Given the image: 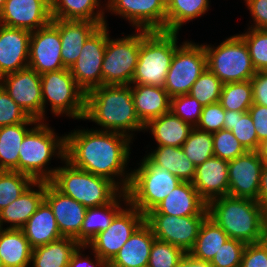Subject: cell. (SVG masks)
<instances>
[{"label": "cell", "instance_id": "53", "mask_svg": "<svg viewBox=\"0 0 267 267\" xmlns=\"http://www.w3.org/2000/svg\"><path fill=\"white\" fill-rule=\"evenodd\" d=\"M255 131L260 142L267 137V106L253 103L249 108Z\"/></svg>", "mask_w": 267, "mask_h": 267}, {"label": "cell", "instance_id": "30", "mask_svg": "<svg viewBox=\"0 0 267 267\" xmlns=\"http://www.w3.org/2000/svg\"><path fill=\"white\" fill-rule=\"evenodd\" d=\"M194 127L175 116L171 110L149 121L144 131L151 132L158 146L182 147Z\"/></svg>", "mask_w": 267, "mask_h": 267}, {"label": "cell", "instance_id": "40", "mask_svg": "<svg viewBox=\"0 0 267 267\" xmlns=\"http://www.w3.org/2000/svg\"><path fill=\"white\" fill-rule=\"evenodd\" d=\"M34 182L18 171L0 170V210L19 198Z\"/></svg>", "mask_w": 267, "mask_h": 267}, {"label": "cell", "instance_id": "35", "mask_svg": "<svg viewBox=\"0 0 267 267\" xmlns=\"http://www.w3.org/2000/svg\"><path fill=\"white\" fill-rule=\"evenodd\" d=\"M80 244L72 238L62 237L32 249V267H68L70 258Z\"/></svg>", "mask_w": 267, "mask_h": 267}, {"label": "cell", "instance_id": "14", "mask_svg": "<svg viewBox=\"0 0 267 267\" xmlns=\"http://www.w3.org/2000/svg\"><path fill=\"white\" fill-rule=\"evenodd\" d=\"M206 217L146 214L145 222L151 227L156 239L168 242L181 248L185 253H189Z\"/></svg>", "mask_w": 267, "mask_h": 267}, {"label": "cell", "instance_id": "28", "mask_svg": "<svg viewBox=\"0 0 267 267\" xmlns=\"http://www.w3.org/2000/svg\"><path fill=\"white\" fill-rule=\"evenodd\" d=\"M21 229L32 249L62 238L52 208L45 200Z\"/></svg>", "mask_w": 267, "mask_h": 267}, {"label": "cell", "instance_id": "52", "mask_svg": "<svg viewBox=\"0 0 267 267\" xmlns=\"http://www.w3.org/2000/svg\"><path fill=\"white\" fill-rule=\"evenodd\" d=\"M85 248L87 249V245L78 246V248L74 251L70 258L68 267H109L108 262L97 256L93 251V258H95L94 261L87 255L86 257H84V254H82L81 252L84 251Z\"/></svg>", "mask_w": 267, "mask_h": 267}, {"label": "cell", "instance_id": "16", "mask_svg": "<svg viewBox=\"0 0 267 267\" xmlns=\"http://www.w3.org/2000/svg\"><path fill=\"white\" fill-rule=\"evenodd\" d=\"M105 7L136 30L166 31V7L161 0H108Z\"/></svg>", "mask_w": 267, "mask_h": 267}, {"label": "cell", "instance_id": "57", "mask_svg": "<svg viewBox=\"0 0 267 267\" xmlns=\"http://www.w3.org/2000/svg\"><path fill=\"white\" fill-rule=\"evenodd\" d=\"M257 153L262 163L267 164V137L260 141Z\"/></svg>", "mask_w": 267, "mask_h": 267}, {"label": "cell", "instance_id": "21", "mask_svg": "<svg viewBox=\"0 0 267 267\" xmlns=\"http://www.w3.org/2000/svg\"><path fill=\"white\" fill-rule=\"evenodd\" d=\"M31 32L0 24V78L28 67Z\"/></svg>", "mask_w": 267, "mask_h": 267}, {"label": "cell", "instance_id": "7", "mask_svg": "<svg viewBox=\"0 0 267 267\" xmlns=\"http://www.w3.org/2000/svg\"><path fill=\"white\" fill-rule=\"evenodd\" d=\"M143 158L140 166L131 170L126 192L128 202L146 215L182 181L168 170L153 165L145 156Z\"/></svg>", "mask_w": 267, "mask_h": 267}, {"label": "cell", "instance_id": "3", "mask_svg": "<svg viewBox=\"0 0 267 267\" xmlns=\"http://www.w3.org/2000/svg\"><path fill=\"white\" fill-rule=\"evenodd\" d=\"M207 210L230 239L258 243L267 230V211L257 200L226 195L209 201Z\"/></svg>", "mask_w": 267, "mask_h": 267}, {"label": "cell", "instance_id": "9", "mask_svg": "<svg viewBox=\"0 0 267 267\" xmlns=\"http://www.w3.org/2000/svg\"><path fill=\"white\" fill-rule=\"evenodd\" d=\"M43 121L48 101L51 112L65 114L73 119H82L85 114V92L77 85L68 68L41 74Z\"/></svg>", "mask_w": 267, "mask_h": 267}, {"label": "cell", "instance_id": "25", "mask_svg": "<svg viewBox=\"0 0 267 267\" xmlns=\"http://www.w3.org/2000/svg\"><path fill=\"white\" fill-rule=\"evenodd\" d=\"M155 239L151 227L144 222L108 263L109 267L147 266Z\"/></svg>", "mask_w": 267, "mask_h": 267}, {"label": "cell", "instance_id": "12", "mask_svg": "<svg viewBox=\"0 0 267 267\" xmlns=\"http://www.w3.org/2000/svg\"><path fill=\"white\" fill-rule=\"evenodd\" d=\"M125 207L114 217L111 225L106 230L98 233L87 244V248H91L97 256L108 263L130 236L145 222V215L136 207L130 203L126 204Z\"/></svg>", "mask_w": 267, "mask_h": 267}, {"label": "cell", "instance_id": "55", "mask_svg": "<svg viewBox=\"0 0 267 267\" xmlns=\"http://www.w3.org/2000/svg\"><path fill=\"white\" fill-rule=\"evenodd\" d=\"M258 201L267 211V164L262 168Z\"/></svg>", "mask_w": 267, "mask_h": 267}, {"label": "cell", "instance_id": "49", "mask_svg": "<svg viewBox=\"0 0 267 267\" xmlns=\"http://www.w3.org/2000/svg\"><path fill=\"white\" fill-rule=\"evenodd\" d=\"M225 109L220 102L203 106L199 123L196 128L201 131L214 133L223 129Z\"/></svg>", "mask_w": 267, "mask_h": 267}, {"label": "cell", "instance_id": "38", "mask_svg": "<svg viewBox=\"0 0 267 267\" xmlns=\"http://www.w3.org/2000/svg\"><path fill=\"white\" fill-rule=\"evenodd\" d=\"M223 129L230 130L247 151H257L260 142L248 111L225 110Z\"/></svg>", "mask_w": 267, "mask_h": 267}, {"label": "cell", "instance_id": "4", "mask_svg": "<svg viewBox=\"0 0 267 267\" xmlns=\"http://www.w3.org/2000/svg\"><path fill=\"white\" fill-rule=\"evenodd\" d=\"M44 121L34 124L20 145L18 172L34 181L50 182L58 167L47 169L52 157L65 159V136H57ZM48 163V164H47Z\"/></svg>", "mask_w": 267, "mask_h": 267}, {"label": "cell", "instance_id": "29", "mask_svg": "<svg viewBox=\"0 0 267 267\" xmlns=\"http://www.w3.org/2000/svg\"><path fill=\"white\" fill-rule=\"evenodd\" d=\"M121 201L124 202V206L129 203L127 192L122 191L108 204L87 208L80 229V245H87L98 233L111 225L114 217L123 209Z\"/></svg>", "mask_w": 267, "mask_h": 267}, {"label": "cell", "instance_id": "17", "mask_svg": "<svg viewBox=\"0 0 267 267\" xmlns=\"http://www.w3.org/2000/svg\"><path fill=\"white\" fill-rule=\"evenodd\" d=\"M58 28L48 25L31 32L28 67L38 74L64 69Z\"/></svg>", "mask_w": 267, "mask_h": 267}, {"label": "cell", "instance_id": "61", "mask_svg": "<svg viewBox=\"0 0 267 267\" xmlns=\"http://www.w3.org/2000/svg\"><path fill=\"white\" fill-rule=\"evenodd\" d=\"M0 267H5L1 258H0Z\"/></svg>", "mask_w": 267, "mask_h": 267}, {"label": "cell", "instance_id": "60", "mask_svg": "<svg viewBox=\"0 0 267 267\" xmlns=\"http://www.w3.org/2000/svg\"><path fill=\"white\" fill-rule=\"evenodd\" d=\"M5 2H6V0H0V12L4 8Z\"/></svg>", "mask_w": 267, "mask_h": 267}, {"label": "cell", "instance_id": "58", "mask_svg": "<svg viewBox=\"0 0 267 267\" xmlns=\"http://www.w3.org/2000/svg\"><path fill=\"white\" fill-rule=\"evenodd\" d=\"M259 243L265 248L267 255V230L263 234V237L260 239Z\"/></svg>", "mask_w": 267, "mask_h": 267}, {"label": "cell", "instance_id": "44", "mask_svg": "<svg viewBox=\"0 0 267 267\" xmlns=\"http://www.w3.org/2000/svg\"><path fill=\"white\" fill-rule=\"evenodd\" d=\"M185 254L181 248L155 239L150 250L148 265L150 267H177Z\"/></svg>", "mask_w": 267, "mask_h": 267}, {"label": "cell", "instance_id": "24", "mask_svg": "<svg viewBox=\"0 0 267 267\" xmlns=\"http://www.w3.org/2000/svg\"><path fill=\"white\" fill-rule=\"evenodd\" d=\"M61 38V57L65 68L70 69L77 61L85 41L100 26L98 22L87 20L52 19Z\"/></svg>", "mask_w": 267, "mask_h": 267}, {"label": "cell", "instance_id": "46", "mask_svg": "<svg viewBox=\"0 0 267 267\" xmlns=\"http://www.w3.org/2000/svg\"><path fill=\"white\" fill-rule=\"evenodd\" d=\"M202 108L203 105L190 94L171 97V112L193 127H196L200 121Z\"/></svg>", "mask_w": 267, "mask_h": 267}, {"label": "cell", "instance_id": "23", "mask_svg": "<svg viewBox=\"0 0 267 267\" xmlns=\"http://www.w3.org/2000/svg\"><path fill=\"white\" fill-rule=\"evenodd\" d=\"M192 184L207 203L228 195V161L213 156L197 165Z\"/></svg>", "mask_w": 267, "mask_h": 267}, {"label": "cell", "instance_id": "32", "mask_svg": "<svg viewBox=\"0 0 267 267\" xmlns=\"http://www.w3.org/2000/svg\"><path fill=\"white\" fill-rule=\"evenodd\" d=\"M39 120L29 117L25 122L0 127V170L18 171L20 145L25 135Z\"/></svg>", "mask_w": 267, "mask_h": 267}, {"label": "cell", "instance_id": "33", "mask_svg": "<svg viewBox=\"0 0 267 267\" xmlns=\"http://www.w3.org/2000/svg\"><path fill=\"white\" fill-rule=\"evenodd\" d=\"M155 166L168 170L181 181L192 182L196 166L185 155L182 147L158 146L145 155Z\"/></svg>", "mask_w": 267, "mask_h": 267}, {"label": "cell", "instance_id": "6", "mask_svg": "<svg viewBox=\"0 0 267 267\" xmlns=\"http://www.w3.org/2000/svg\"><path fill=\"white\" fill-rule=\"evenodd\" d=\"M50 183L63 195L75 199L86 208L112 202L122 190L107 178L72 166L64 159Z\"/></svg>", "mask_w": 267, "mask_h": 267}, {"label": "cell", "instance_id": "37", "mask_svg": "<svg viewBox=\"0 0 267 267\" xmlns=\"http://www.w3.org/2000/svg\"><path fill=\"white\" fill-rule=\"evenodd\" d=\"M209 0H173L166 8V31L179 32L184 23L204 15Z\"/></svg>", "mask_w": 267, "mask_h": 267}, {"label": "cell", "instance_id": "20", "mask_svg": "<svg viewBox=\"0 0 267 267\" xmlns=\"http://www.w3.org/2000/svg\"><path fill=\"white\" fill-rule=\"evenodd\" d=\"M45 201L52 208L62 237L75 239L80 244V229L87 208L63 195L50 182H45Z\"/></svg>", "mask_w": 267, "mask_h": 267}, {"label": "cell", "instance_id": "47", "mask_svg": "<svg viewBox=\"0 0 267 267\" xmlns=\"http://www.w3.org/2000/svg\"><path fill=\"white\" fill-rule=\"evenodd\" d=\"M246 243L228 239L210 262L212 267H240Z\"/></svg>", "mask_w": 267, "mask_h": 267}, {"label": "cell", "instance_id": "34", "mask_svg": "<svg viewBox=\"0 0 267 267\" xmlns=\"http://www.w3.org/2000/svg\"><path fill=\"white\" fill-rule=\"evenodd\" d=\"M32 248L22 229L0 228V258L5 267H28Z\"/></svg>", "mask_w": 267, "mask_h": 267}, {"label": "cell", "instance_id": "27", "mask_svg": "<svg viewBox=\"0 0 267 267\" xmlns=\"http://www.w3.org/2000/svg\"><path fill=\"white\" fill-rule=\"evenodd\" d=\"M135 112L145 126L170 111L171 97L164 87L137 84L131 86Z\"/></svg>", "mask_w": 267, "mask_h": 267}, {"label": "cell", "instance_id": "19", "mask_svg": "<svg viewBox=\"0 0 267 267\" xmlns=\"http://www.w3.org/2000/svg\"><path fill=\"white\" fill-rule=\"evenodd\" d=\"M52 20L50 0H6L0 24L10 28L36 31Z\"/></svg>", "mask_w": 267, "mask_h": 267}, {"label": "cell", "instance_id": "1", "mask_svg": "<svg viewBox=\"0 0 267 267\" xmlns=\"http://www.w3.org/2000/svg\"><path fill=\"white\" fill-rule=\"evenodd\" d=\"M64 135L66 161L76 168L107 178L122 191H127L131 172L125 169L131 154V138L116 132L85 128Z\"/></svg>", "mask_w": 267, "mask_h": 267}, {"label": "cell", "instance_id": "13", "mask_svg": "<svg viewBox=\"0 0 267 267\" xmlns=\"http://www.w3.org/2000/svg\"><path fill=\"white\" fill-rule=\"evenodd\" d=\"M108 37L107 24L100 25L85 41L81 54L69 69L85 94L102 86V63Z\"/></svg>", "mask_w": 267, "mask_h": 267}, {"label": "cell", "instance_id": "56", "mask_svg": "<svg viewBox=\"0 0 267 267\" xmlns=\"http://www.w3.org/2000/svg\"><path fill=\"white\" fill-rule=\"evenodd\" d=\"M177 267H212L209 262H205L194 258L189 253H186Z\"/></svg>", "mask_w": 267, "mask_h": 267}, {"label": "cell", "instance_id": "43", "mask_svg": "<svg viewBox=\"0 0 267 267\" xmlns=\"http://www.w3.org/2000/svg\"><path fill=\"white\" fill-rule=\"evenodd\" d=\"M239 35L246 43L255 70L267 71V30L248 28Z\"/></svg>", "mask_w": 267, "mask_h": 267}, {"label": "cell", "instance_id": "41", "mask_svg": "<svg viewBox=\"0 0 267 267\" xmlns=\"http://www.w3.org/2000/svg\"><path fill=\"white\" fill-rule=\"evenodd\" d=\"M182 149L195 166L202 164L214 156L212 133L194 127L182 145Z\"/></svg>", "mask_w": 267, "mask_h": 267}, {"label": "cell", "instance_id": "5", "mask_svg": "<svg viewBox=\"0 0 267 267\" xmlns=\"http://www.w3.org/2000/svg\"><path fill=\"white\" fill-rule=\"evenodd\" d=\"M179 32L141 30L138 63L131 81L164 87L172 58L178 47Z\"/></svg>", "mask_w": 267, "mask_h": 267}, {"label": "cell", "instance_id": "8", "mask_svg": "<svg viewBox=\"0 0 267 267\" xmlns=\"http://www.w3.org/2000/svg\"><path fill=\"white\" fill-rule=\"evenodd\" d=\"M207 68L224 84L251 80L256 70L244 39L239 35L226 38L217 47L205 45Z\"/></svg>", "mask_w": 267, "mask_h": 267}, {"label": "cell", "instance_id": "45", "mask_svg": "<svg viewBox=\"0 0 267 267\" xmlns=\"http://www.w3.org/2000/svg\"><path fill=\"white\" fill-rule=\"evenodd\" d=\"M214 156L220 159L231 161L243 155L247 150L235 138L228 129H222L212 133Z\"/></svg>", "mask_w": 267, "mask_h": 267}, {"label": "cell", "instance_id": "59", "mask_svg": "<svg viewBox=\"0 0 267 267\" xmlns=\"http://www.w3.org/2000/svg\"><path fill=\"white\" fill-rule=\"evenodd\" d=\"M173 0H161L163 5L167 8Z\"/></svg>", "mask_w": 267, "mask_h": 267}, {"label": "cell", "instance_id": "42", "mask_svg": "<svg viewBox=\"0 0 267 267\" xmlns=\"http://www.w3.org/2000/svg\"><path fill=\"white\" fill-rule=\"evenodd\" d=\"M223 83L208 68L192 85L190 96L196 98L203 106L220 101Z\"/></svg>", "mask_w": 267, "mask_h": 267}, {"label": "cell", "instance_id": "50", "mask_svg": "<svg viewBox=\"0 0 267 267\" xmlns=\"http://www.w3.org/2000/svg\"><path fill=\"white\" fill-rule=\"evenodd\" d=\"M240 267H267L265 248L259 242L247 244Z\"/></svg>", "mask_w": 267, "mask_h": 267}, {"label": "cell", "instance_id": "15", "mask_svg": "<svg viewBox=\"0 0 267 267\" xmlns=\"http://www.w3.org/2000/svg\"><path fill=\"white\" fill-rule=\"evenodd\" d=\"M0 85L29 117L43 121L40 74L27 67L2 76Z\"/></svg>", "mask_w": 267, "mask_h": 267}, {"label": "cell", "instance_id": "11", "mask_svg": "<svg viewBox=\"0 0 267 267\" xmlns=\"http://www.w3.org/2000/svg\"><path fill=\"white\" fill-rule=\"evenodd\" d=\"M176 48L164 89L170 97L189 94L192 85L207 68L204 46L185 41Z\"/></svg>", "mask_w": 267, "mask_h": 267}, {"label": "cell", "instance_id": "39", "mask_svg": "<svg viewBox=\"0 0 267 267\" xmlns=\"http://www.w3.org/2000/svg\"><path fill=\"white\" fill-rule=\"evenodd\" d=\"M219 102L225 110L247 112L253 104L251 81L224 83Z\"/></svg>", "mask_w": 267, "mask_h": 267}, {"label": "cell", "instance_id": "54", "mask_svg": "<svg viewBox=\"0 0 267 267\" xmlns=\"http://www.w3.org/2000/svg\"><path fill=\"white\" fill-rule=\"evenodd\" d=\"M250 81L253 86V103L267 106V71H256Z\"/></svg>", "mask_w": 267, "mask_h": 267}, {"label": "cell", "instance_id": "22", "mask_svg": "<svg viewBox=\"0 0 267 267\" xmlns=\"http://www.w3.org/2000/svg\"><path fill=\"white\" fill-rule=\"evenodd\" d=\"M147 214L208 216L207 202L199 195L192 182L182 181Z\"/></svg>", "mask_w": 267, "mask_h": 267}, {"label": "cell", "instance_id": "31", "mask_svg": "<svg viewBox=\"0 0 267 267\" xmlns=\"http://www.w3.org/2000/svg\"><path fill=\"white\" fill-rule=\"evenodd\" d=\"M100 2V0H50L51 16L52 19L87 20L104 25L107 24L104 15L106 7H102Z\"/></svg>", "mask_w": 267, "mask_h": 267}, {"label": "cell", "instance_id": "36", "mask_svg": "<svg viewBox=\"0 0 267 267\" xmlns=\"http://www.w3.org/2000/svg\"><path fill=\"white\" fill-rule=\"evenodd\" d=\"M228 239L227 233L207 216L199 228L197 239L189 254L210 263Z\"/></svg>", "mask_w": 267, "mask_h": 267}, {"label": "cell", "instance_id": "48", "mask_svg": "<svg viewBox=\"0 0 267 267\" xmlns=\"http://www.w3.org/2000/svg\"><path fill=\"white\" fill-rule=\"evenodd\" d=\"M28 118V114L15 103L0 85V127L23 123Z\"/></svg>", "mask_w": 267, "mask_h": 267}, {"label": "cell", "instance_id": "10", "mask_svg": "<svg viewBox=\"0 0 267 267\" xmlns=\"http://www.w3.org/2000/svg\"><path fill=\"white\" fill-rule=\"evenodd\" d=\"M141 30L123 38H107L102 63V85H131L138 63Z\"/></svg>", "mask_w": 267, "mask_h": 267}, {"label": "cell", "instance_id": "18", "mask_svg": "<svg viewBox=\"0 0 267 267\" xmlns=\"http://www.w3.org/2000/svg\"><path fill=\"white\" fill-rule=\"evenodd\" d=\"M263 165L257 151H247L228 161V195L258 201Z\"/></svg>", "mask_w": 267, "mask_h": 267}, {"label": "cell", "instance_id": "26", "mask_svg": "<svg viewBox=\"0 0 267 267\" xmlns=\"http://www.w3.org/2000/svg\"><path fill=\"white\" fill-rule=\"evenodd\" d=\"M44 200L45 181H35L19 198L0 210V228H3L5 222L10 223L6 228L21 229Z\"/></svg>", "mask_w": 267, "mask_h": 267}, {"label": "cell", "instance_id": "2", "mask_svg": "<svg viewBox=\"0 0 267 267\" xmlns=\"http://www.w3.org/2000/svg\"><path fill=\"white\" fill-rule=\"evenodd\" d=\"M83 120L101 126L99 131L120 133L132 141L134 131L144 130L135 112L131 85H102L88 92Z\"/></svg>", "mask_w": 267, "mask_h": 267}, {"label": "cell", "instance_id": "51", "mask_svg": "<svg viewBox=\"0 0 267 267\" xmlns=\"http://www.w3.org/2000/svg\"><path fill=\"white\" fill-rule=\"evenodd\" d=\"M247 4L253 25L249 28L266 29L267 30V0H244Z\"/></svg>", "mask_w": 267, "mask_h": 267}]
</instances>
